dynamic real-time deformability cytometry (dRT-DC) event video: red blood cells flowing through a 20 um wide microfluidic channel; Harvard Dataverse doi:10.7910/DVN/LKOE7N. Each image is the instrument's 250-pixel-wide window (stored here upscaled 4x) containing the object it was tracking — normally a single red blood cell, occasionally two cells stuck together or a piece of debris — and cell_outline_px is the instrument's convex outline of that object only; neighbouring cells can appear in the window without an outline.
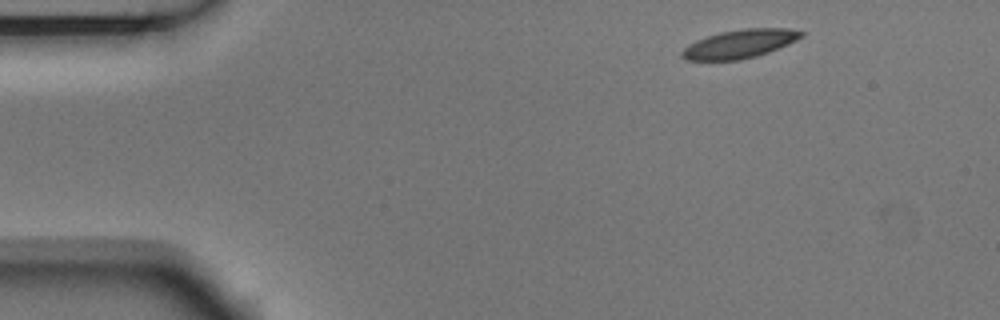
{"species": "Egyptian fruit bat (a non-hibernating species)", "species_latin": "Rousettus aegyptiacus", "temperature_condition": "room temperature", "stored_images_in_passage": 12, "camera_frame_rate_fps": 3000, "um_per_image_px": 0.085, "animal": {"sex": "male"}, "frame": {"image": 1, "passage_image": 1, "time_ms": 0.0, "image_size_px": [1000, 320], "cell_outline_px": [[804, 36], [788, 44], [768, 52], [756, 56], [740, 60], [684, 60], [680, 56], [680, 52], [688, 44], [696, 40], [720, 32], [744, 28], [788, 28], [804, 32]], "centroid_in_image_um": [62.86, 3.73], "position_along_channel_um": 22.1, "area_um2": 19.88}}
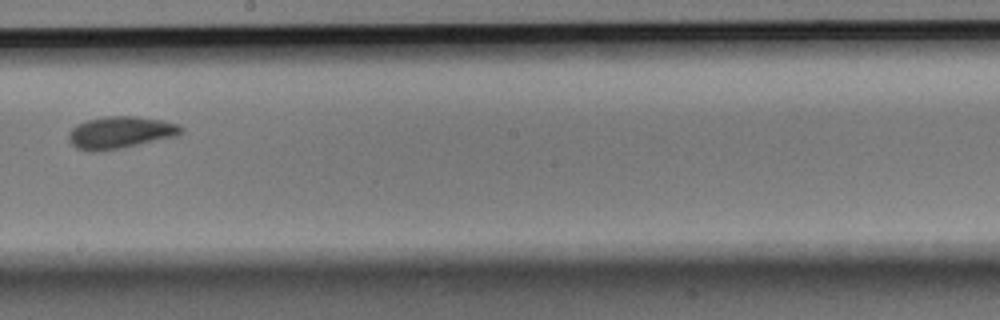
{"frame": {"image": 2, "passage_image": 7, "time_ms": 2.0, "image_size_px": [1000, 320], "cell_outline_px": [[184, 132], [176, 136], [124, 148], [92, 152], [88, 152], [76, 148], [68, 140], [68, 132], [76, 124], [88, 120], [104, 116], [136, 116], [160, 120], [180, 124], [184, 128]], "centroid_in_image_um": [10.22, 11.27], "position_along_channel_um": 238.0, "area_um2": 21.33}}
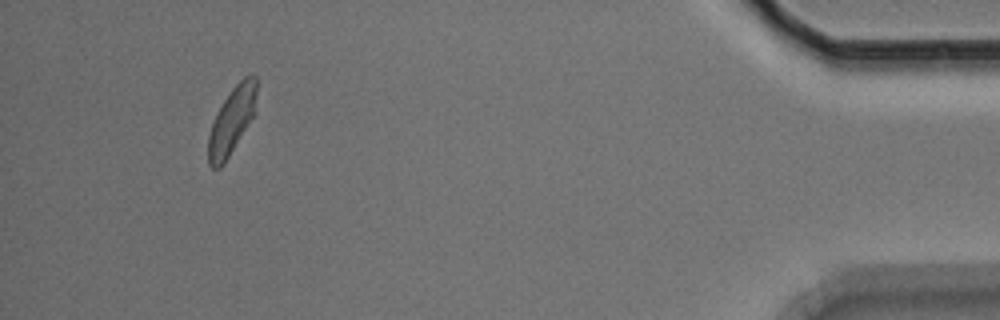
{"frame": {"image": 3, "passage_image": 12, "time_ms": 3.667, "image_size_px": [1000, 320], "cell_outline_px": [[256, 92], [252, 116], [224, 164], [220, 168], [212, 168], [208, 164], [208, 136], [212, 124], [224, 100], [232, 88], [244, 76], [252, 72], [256, 76]], "centroid_in_image_um": [19.67, 10.25], "position_along_channel_um": 415.5, "area_um2": 18.21}}